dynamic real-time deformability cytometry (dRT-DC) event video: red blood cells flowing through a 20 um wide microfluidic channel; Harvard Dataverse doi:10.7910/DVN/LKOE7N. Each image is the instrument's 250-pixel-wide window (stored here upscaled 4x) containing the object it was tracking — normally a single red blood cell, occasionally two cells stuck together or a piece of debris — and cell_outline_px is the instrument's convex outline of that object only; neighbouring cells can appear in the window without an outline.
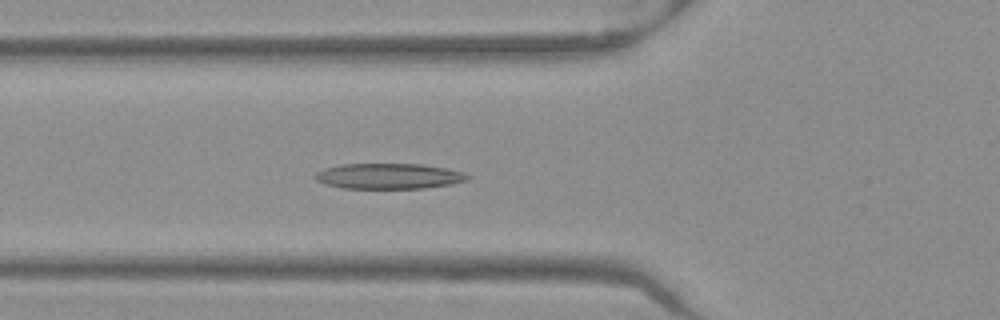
{"species": "Egyptian fruit bat (a non-hibernating species)", "species_latin": "Rousettus aegyptiacus", "temperature_condition": "warm", "stored_images_in_passage": 39, "camera_frame_rate_fps": 3000, "um_per_image_px": 0.085, "frame": {"image": 1, "passage_image": 6, "time_ms": 1.667, "image_size_px": [1000, 320], "cell_outline_px": [[472, 176], [468, 180], [452, 184], [424, 188], [340, 188], [324, 184], [316, 180], [312, 176], [316, 172], [324, 168], [340, 164], [424, 164], [448, 168], [464, 172]], "centroid_in_image_um": [33.05, 14.97], "position_along_channel_um": 92.7, "area_um2": 23.0}}
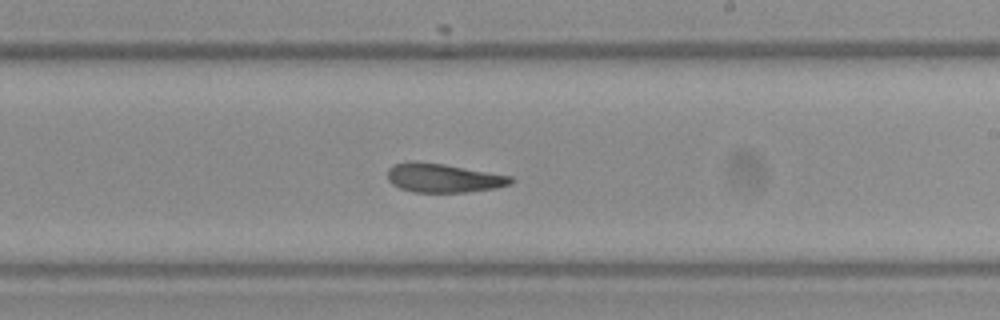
{"frame": {"image": 2, "passage_image": 18, "time_ms": 5.667, "image_size_px": [1000, 320], "cell_outline_px": [[516, 180], [508, 184], [496, 188], [468, 192], [412, 192], [400, 188], [392, 184], [388, 180], [388, 168], [392, 164], [408, 160], [416, 160], [444, 164], [512, 176]], "centroid_in_image_um": [37.64, 15.11], "position_along_channel_um": 251.4, "area_um2": 21.04}}
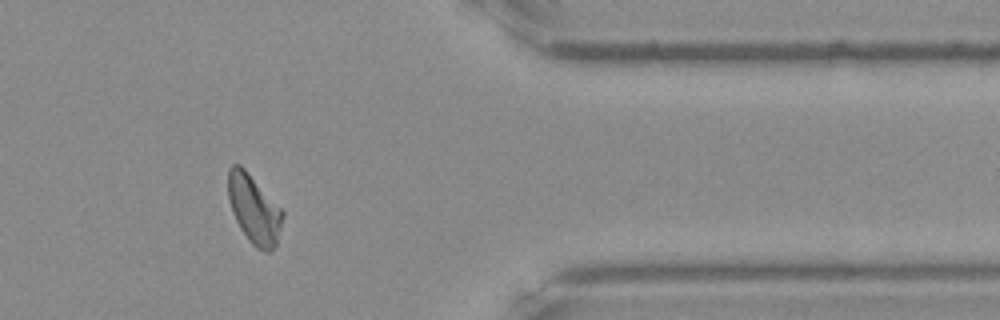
{"frame": {"image": 3, "passage_image": 30, "time_ms": 9.667, "image_size_px": [1000, 320], "cell_outline_px": [[284, 216], [276, 244], [272, 252], [268, 252], [256, 248], [248, 240], [240, 228], [232, 212], [228, 196], [228, 168], [232, 164], [240, 164], [244, 168], [284, 212]], "centroid_in_image_um": [21.58, 17.79], "position_along_channel_um": 389.8, "area_um2": 21.68}, "authors_computed_cell_mechanics": {"area_um2": 21.5594, "velocity_mm_per_s": 3.9554, "shape_relaxation_time_tau1_ms": null, "shape_relaxation_time_tau2_ms": 5.7423, "deformation_change_tau1": null, "deformation_change_tau2": 0.1661}}